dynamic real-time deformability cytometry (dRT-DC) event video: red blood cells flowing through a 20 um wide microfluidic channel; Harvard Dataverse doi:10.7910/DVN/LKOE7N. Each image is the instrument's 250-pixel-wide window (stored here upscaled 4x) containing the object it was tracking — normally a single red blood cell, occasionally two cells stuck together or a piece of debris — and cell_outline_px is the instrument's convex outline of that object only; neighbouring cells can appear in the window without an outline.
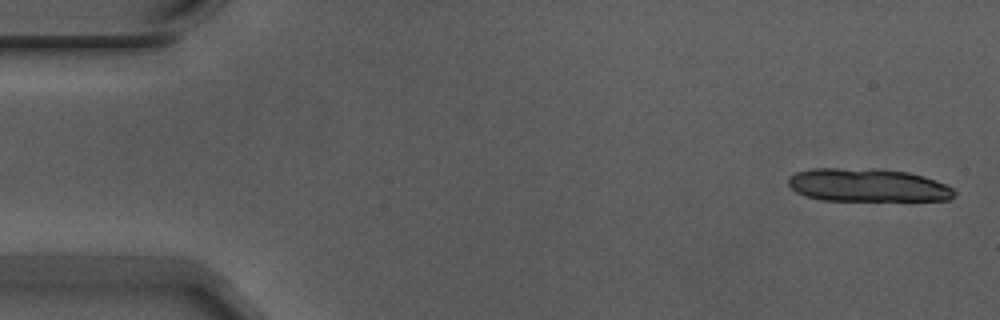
{"species": "Egyptian fruit bat (a non-hibernating species)", "species_latin": "Rousettus aegyptiacus", "temperature_condition": "warm", "stored_images_in_passage": 5, "camera_frame_rate_fps": 3000, "um_per_image_px": 0.085, "animal": {"sex": "male"}, "frame": {"image": 1, "passage_image": 1, "time_ms": 0.0, "image_size_px": [1000, 320], "cell_outline_px": [[956, 196], [948, 200], [820, 200], [804, 196], [796, 192], [788, 184], [788, 180], [796, 172], [812, 168], [880, 168], [908, 172], [924, 176], [944, 184], [952, 188], [956, 192]], "centroid_in_image_um": [73.74, 15.73], "position_along_channel_um": 11.3, "area_um2": 32.25}}